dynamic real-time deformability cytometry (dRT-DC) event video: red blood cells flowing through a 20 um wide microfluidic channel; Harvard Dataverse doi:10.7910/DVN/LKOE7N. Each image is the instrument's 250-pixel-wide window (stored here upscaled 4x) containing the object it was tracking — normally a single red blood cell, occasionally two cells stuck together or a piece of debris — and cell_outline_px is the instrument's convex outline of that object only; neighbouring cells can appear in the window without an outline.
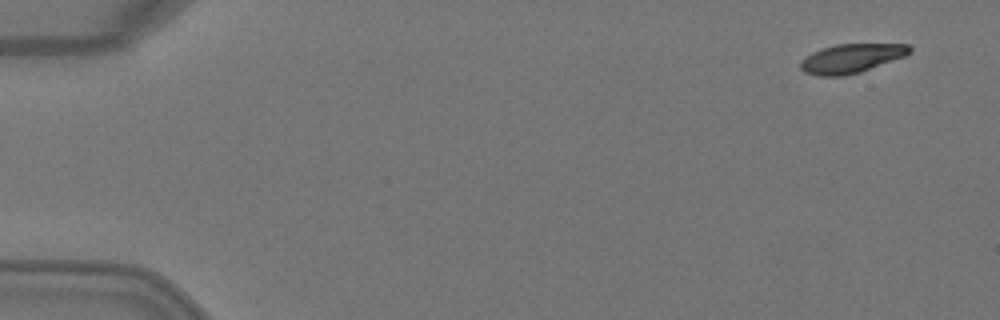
{"species": "Egyptian fruit bat (a non-hibernating species)", "species_latin": "Rousettus aegyptiacus", "temperature_condition": "warm", "stored_images_in_passage": 5, "camera_frame_rate_fps": 3000, "um_per_image_px": 0.085, "animal": {"sex": "female"}, "frame": {"image": 1, "passage_image": 1, "time_ms": 0.0, "image_size_px": [1000, 320], "cell_outline_px": [[912, 52], [904, 56], [860, 72], [844, 76], [816, 76], [804, 72], [800, 68], [800, 60], [812, 52], [820, 48], [836, 44], [908, 44], [912, 48]], "centroid_in_image_um": [72.32, 4.96], "position_along_channel_um": 12.7, "area_um2": 18.55}}
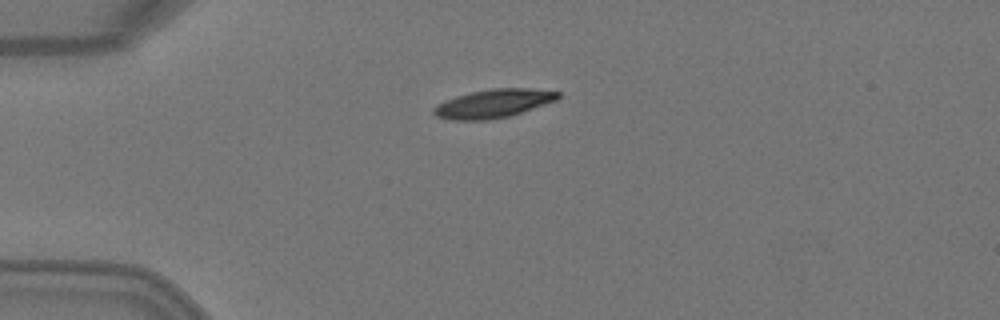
{"frame": {"image": 2, "passage_image": 4, "time_ms": 1.0, "image_size_px": [1000, 320], "cell_outline_px": [[560, 96], [556, 100], [508, 116], [488, 120], [452, 120], [436, 116], [432, 112], [432, 108], [436, 104], [456, 96], [472, 92], [492, 88], [528, 88], [560, 92]], "centroid_in_image_um": [41.89, 8.8], "position_along_channel_um": 43.1, "area_um2": 20.4}}